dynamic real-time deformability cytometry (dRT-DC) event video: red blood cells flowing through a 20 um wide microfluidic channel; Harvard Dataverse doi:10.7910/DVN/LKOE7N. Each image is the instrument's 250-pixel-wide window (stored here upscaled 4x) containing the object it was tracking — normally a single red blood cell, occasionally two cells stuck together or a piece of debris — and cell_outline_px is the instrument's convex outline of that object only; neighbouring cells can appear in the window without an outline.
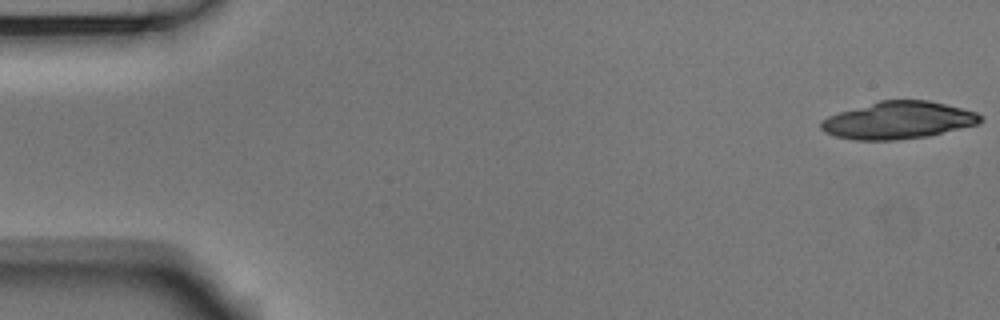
{"species": "Egyptian fruit bat (a non-hibernating species)", "species_latin": "Rousettus aegyptiacus", "temperature_condition": "room temperature", "stored_images_in_passage": 13, "camera_frame_rate_fps": 3000, "um_per_image_px": 0.085, "animal": {"sex": "male"}, "frame": {"image": 1, "passage_image": 1, "time_ms": 0.0, "image_size_px": [1000, 320], "cell_outline_px": [[984, 120], [976, 124], [928, 136], [896, 140], [856, 140], [836, 136], [824, 132], [820, 128], [820, 120], [828, 116], [840, 112], [880, 100], [928, 100], [976, 112], [984, 116]], "centroid_in_image_um": [76.34, 10.23], "position_along_channel_um": 8.7, "area_um2": 34.45}}